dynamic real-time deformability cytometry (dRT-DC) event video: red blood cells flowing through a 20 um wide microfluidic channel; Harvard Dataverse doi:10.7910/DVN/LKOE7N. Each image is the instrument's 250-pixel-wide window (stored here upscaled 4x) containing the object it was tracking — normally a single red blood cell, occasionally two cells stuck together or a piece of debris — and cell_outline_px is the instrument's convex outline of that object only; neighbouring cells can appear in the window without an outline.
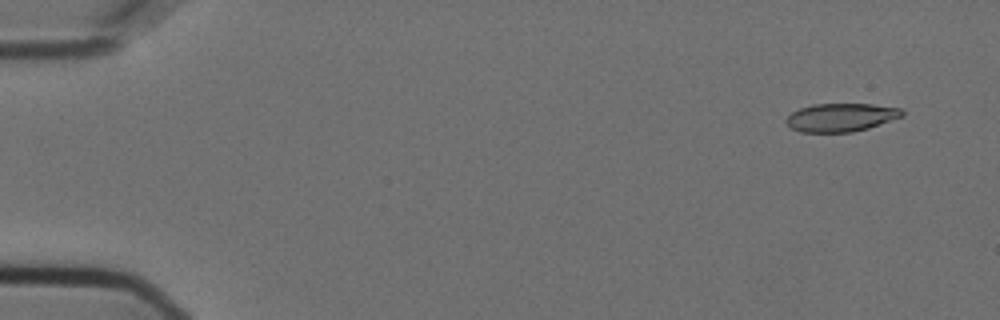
{"species": "Egyptian fruit bat (a non-hibernating species)", "species_latin": "Rousettus aegyptiacus", "temperature_condition": "cold", "stored_images_in_passage": 53, "camera_frame_rate_fps": 3000, "um_per_image_px": 0.085, "animal": {"sex": "female"}, "frame": {"image": 1, "passage_image": 1, "time_ms": 0.0, "image_size_px": [1000, 320], "cell_outline_px": [[904, 116], [868, 128], [852, 132], [800, 132], [792, 128], [784, 120], [792, 112], [800, 108], [812, 104], [872, 104], [900, 108], [904, 112]], "centroid_in_image_um": [71.49, 9.98], "position_along_channel_um": 13.5, "area_um2": 19.07}}
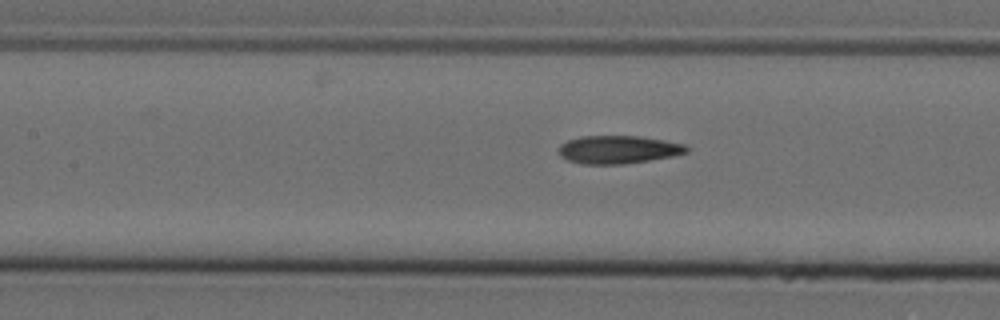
{"frame": {"image": 2, "passage_image": 23, "time_ms": 7.333, "image_size_px": [1000, 320], "cell_outline_px": [[688, 152], [672, 156], [624, 164], [580, 164], [568, 160], [560, 156], [560, 144], [568, 140], [580, 136], [640, 136], [664, 140], [684, 144], [688, 148]], "centroid_in_image_um": [52.54, 12.71], "position_along_channel_um": 154.9, "area_um2": 20.81}}
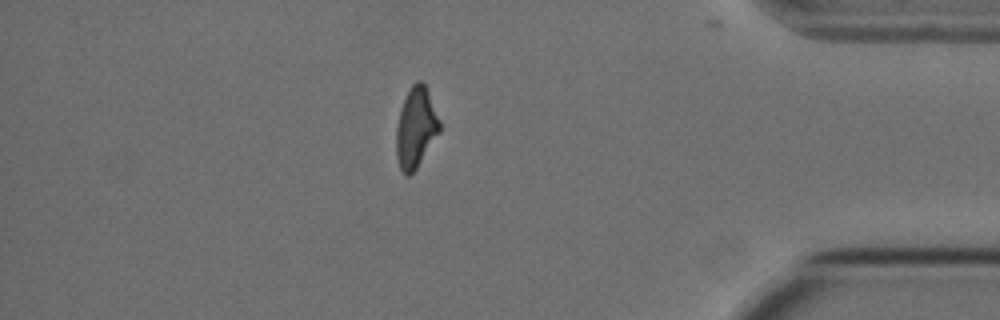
{"frame": {"image": 3, "passage_image": 46, "time_ms": 15.0, "image_size_px": [1000, 320], "cell_outline_px": [[440, 132], [416, 168], [408, 176], [400, 168], [396, 156], [396, 128], [400, 108], [412, 84], [416, 80], [420, 80], [424, 84], [428, 92], [440, 120]], "centroid_in_image_um": [35.34, 10.84], "position_along_channel_um": 399.9, "area_um2": 20.06}, "authors_computed_cell_mechanics": {"area_um2": 20.7502, "velocity_mm_per_s": 3.6355, "shape_relaxation_time_tau1_ms": null, "shape_relaxation_time_tau2_ms": 1.8761, "deformation_change_tau1": null, "deformation_change_tau2": 0.0934}}